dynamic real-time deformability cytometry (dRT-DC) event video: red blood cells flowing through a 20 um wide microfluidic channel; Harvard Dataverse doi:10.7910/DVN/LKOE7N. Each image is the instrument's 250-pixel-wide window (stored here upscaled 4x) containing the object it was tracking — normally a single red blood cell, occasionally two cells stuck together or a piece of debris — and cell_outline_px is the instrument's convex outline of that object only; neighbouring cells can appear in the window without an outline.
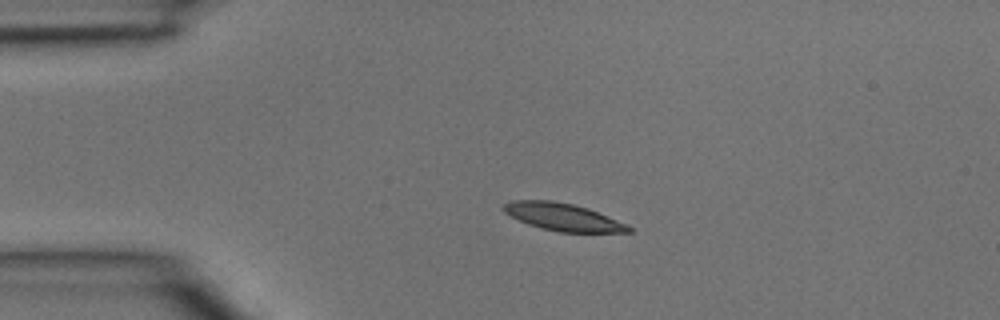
{"species": "common noctule bat (a hibernating species)", "species_latin": "Nyctalus noctula", "temperature_condition": "room temperature", "stored_images_in_passage": 2, "camera_frame_rate_fps": 3000, "um_per_image_px": 0.085, "animal": {"sex": "male", "body_mass_g": 15.6}, "frame": {"image": 1, "passage_image": 1, "time_ms": 0.0, "image_size_px": [1000, 320], "cell_outline_px": [[632, 232], [560, 232], [540, 228], [528, 224], [504, 212], [500, 208], [504, 204], [512, 200], [552, 200], [572, 204], [588, 208], [628, 224], [632, 228]], "centroid_in_image_um": [47.85, 18.44], "position_along_channel_um": 37.1, "area_um2": 20.0}}